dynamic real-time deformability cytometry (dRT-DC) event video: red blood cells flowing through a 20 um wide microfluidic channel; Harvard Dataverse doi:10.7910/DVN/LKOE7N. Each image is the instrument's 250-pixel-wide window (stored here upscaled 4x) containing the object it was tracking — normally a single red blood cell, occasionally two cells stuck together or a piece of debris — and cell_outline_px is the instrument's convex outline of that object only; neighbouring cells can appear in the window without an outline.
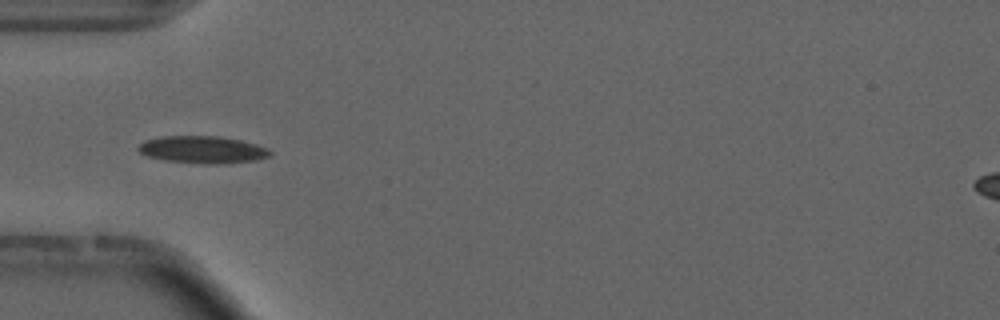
{"species": "common noctule bat (a hibernating species)", "species_latin": "Nyctalus noctula", "temperature_condition": "cold", "stored_images_in_passage": 53, "camera_frame_rate_fps": 3000, "um_per_image_px": 0.085, "animal": {"sex": "male", "forearm_length_mm": 52.5}, "frame": {"image": 1, "passage_image": 16, "time_ms": 5.0, "image_size_px": [1000, 320], "cell_outline_px": [[272, 152], [268, 156], [256, 160], [220, 164], [204, 164], [164, 160], [148, 156], [140, 152], [136, 148], [144, 140], [160, 136], [216, 136], [240, 140], [256, 144], [268, 148]], "centroid_in_image_um": [17.2, 12.72], "position_along_channel_um": 67.8, "area_um2": 20.92}, "authors_computed_cell_mechanics": {"area_um2": 19.0162, "velocity_mm_per_s": 3.7091, "shape_relaxation_time_tau1_ms": 8.6962, "shape_relaxation_time_tau2_ms": 5.4531, "deformation_change_tau1": 0.1748, "deformation_change_tau2": 0.1034}}